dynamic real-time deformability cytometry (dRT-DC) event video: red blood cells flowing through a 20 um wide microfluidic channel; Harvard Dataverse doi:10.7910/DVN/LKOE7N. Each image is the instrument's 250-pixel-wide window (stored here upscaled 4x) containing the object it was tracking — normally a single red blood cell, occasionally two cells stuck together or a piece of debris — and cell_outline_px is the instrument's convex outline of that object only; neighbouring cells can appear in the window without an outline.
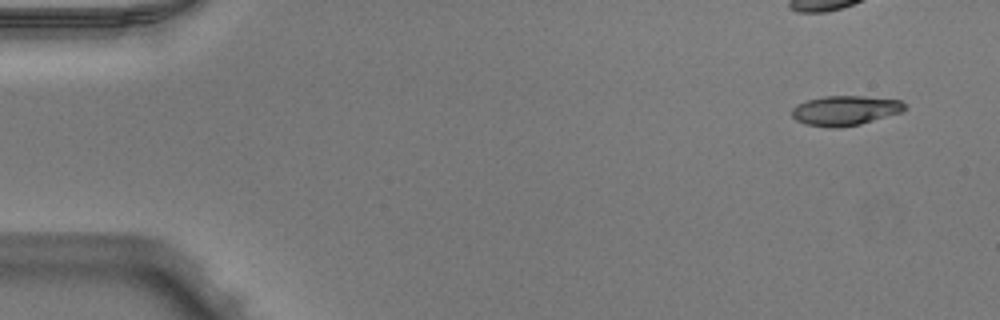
{"species": "Egyptian fruit bat (a non-hibernating species)", "species_latin": "Rousettus aegyptiacus", "temperature_condition": "warm", "stored_images_in_passage": 15, "camera_frame_rate_fps": 3000, "um_per_image_px": 0.085, "animal": {"sex": "male"}, "frame": {"image": 1, "passage_image": 3, "time_ms": 0.667, "image_size_px": [1000, 320], "cell_outline_px": [[908, 108], [900, 112], [860, 124], [836, 128], [828, 128], [804, 124], [796, 120], [792, 116], [792, 108], [796, 104], [808, 100], [824, 96], [864, 96], [900, 100]], "centroid_in_image_um": [71.8, 9.39], "position_along_channel_um": 13.2, "area_um2": 19.54}}